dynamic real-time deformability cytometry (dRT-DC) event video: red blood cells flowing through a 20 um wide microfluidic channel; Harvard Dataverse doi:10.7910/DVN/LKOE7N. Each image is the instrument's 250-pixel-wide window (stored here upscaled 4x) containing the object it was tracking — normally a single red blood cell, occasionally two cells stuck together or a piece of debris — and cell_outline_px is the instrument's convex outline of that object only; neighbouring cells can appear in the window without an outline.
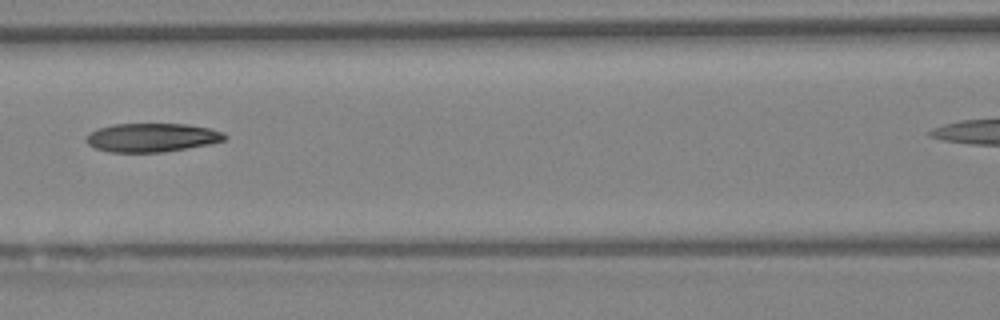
{"species": "Egyptian fruit bat (a non-hibernating species)", "species_latin": "Rousettus aegyptiacus", "temperature_condition": "warm", "stored_images_in_passage": 6, "camera_frame_rate_fps": 3000, "um_per_image_px": 0.085, "animal": {"sex": "female"}, "frame": {"image": 1, "passage_image": 3, "time_ms": 0.667, "image_size_px": [1000, 320], "cell_outline_px": [[228, 136], [224, 140], [208, 144], [164, 152], [108, 152], [96, 148], [88, 144], [84, 140], [92, 132], [100, 128], [112, 124], [188, 124], [208, 128], [224, 132]], "centroid_in_image_um": [12.92, 11.69], "position_along_channel_um": 153.7, "area_um2": 23.0}}
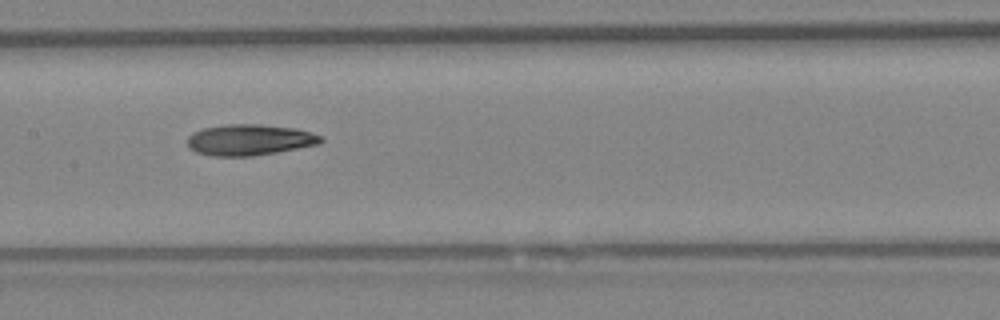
{"frame": {"image": 2, "passage_image": 4, "time_ms": 1.0, "image_size_px": [1000, 320], "cell_outline_px": [[324, 140], [320, 144], [276, 152], [252, 156], [212, 156], [196, 152], [188, 148], [188, 136], [192, 132], [204, 128], [228, 124], [256, 124], [292, 128], [312, 132], [320, 136]], "centroid_in_image_um": [21.19, 11.89], "position_along_channel_um": 186.2, "area_um2": 24.04}}